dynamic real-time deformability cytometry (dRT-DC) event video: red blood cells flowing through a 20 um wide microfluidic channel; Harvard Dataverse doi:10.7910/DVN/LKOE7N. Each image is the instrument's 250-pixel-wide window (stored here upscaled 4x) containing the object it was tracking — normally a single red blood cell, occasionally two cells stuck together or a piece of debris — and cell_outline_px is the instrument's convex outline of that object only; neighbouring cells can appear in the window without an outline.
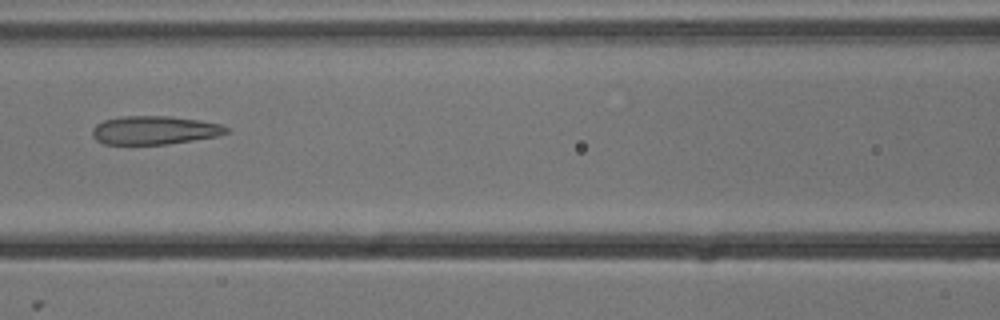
{"species": "common noctule bat (a hibernating species)", "species_latin": "Nyctalus noctula", "temperature_condition": "cold", "stored_images_in_passage": 7, "camera_frame_rate_fps": 3000, "um_per_image_px": 0.085, "animal": {"sex": "male", "body_mass_g": 13.3}, "frame": {"image": 1, "passage_image": 7, "time_ms": 2.0, "image_size_px": [1000, 320], "cell_outline_px": [[232, 132], [216, 136], [168, 144], [104, 144], [96, 140], [92, 136], [92, 128], [96, 124], [104, 120], [120, 116], [172, 116], [200, 120], [220, 124], [228, 128]], "centroid_in_image_um": [13.12, 11.06], "position_along_channel_um": 153.5, "area_um2": 22.37}}